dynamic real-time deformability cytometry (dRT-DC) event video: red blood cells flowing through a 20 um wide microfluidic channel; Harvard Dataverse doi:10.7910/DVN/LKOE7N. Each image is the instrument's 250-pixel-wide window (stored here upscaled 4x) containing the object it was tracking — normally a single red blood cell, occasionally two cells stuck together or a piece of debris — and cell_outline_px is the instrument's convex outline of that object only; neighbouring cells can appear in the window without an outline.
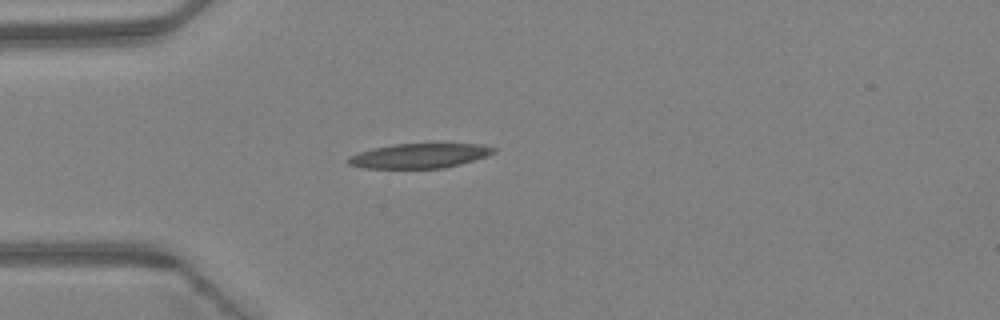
{"species": "Egyptian fruit bat (a non-hibernating species)", "species_latin": "Rousettus aegyptiacus", "temperature_condition": "warm", "stored_images_in_passage": 1, "camera_frame_rate_fps": 3000, "um_per_image_px": 0.085, "animal": {"sex": "female"}, "frame": {"image": 1, "passage_image": 1, "time_ms": 0.0, "image_size_px": [1000, 320], "cell_outline_px": [[496, 152], [460, 164], [444, 168], [364, 168], [348, 164], [348, 156], [372, 148], [392, 144], [480, 144], [496, 148]], "centroid_in_image_um": [35.62, 13.24], "position_along_channel_um": 49.4, "area_um2": 20.69}}